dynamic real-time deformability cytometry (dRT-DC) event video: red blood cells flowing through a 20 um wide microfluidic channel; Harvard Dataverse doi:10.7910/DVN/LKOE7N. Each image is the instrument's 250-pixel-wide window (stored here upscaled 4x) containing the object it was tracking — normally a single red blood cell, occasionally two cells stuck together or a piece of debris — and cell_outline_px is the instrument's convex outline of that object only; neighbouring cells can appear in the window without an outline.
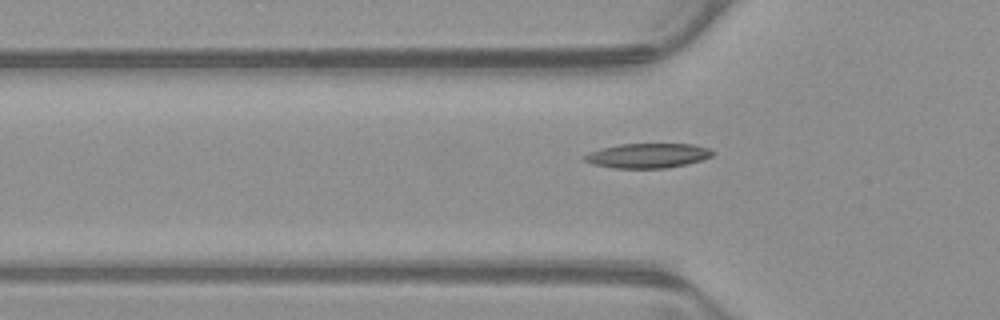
{"species": "common noctule bat (a hibernating species)", "species_latin": "Nyctalus noctula", "temperature_condition": "warm", "stored_images_in_passage": 45, "camera_frame_rate_fps": 3000, "um_per_image_px": 0.085, "animal": {"sex": "male", "body_mass_g": 23.1, "forearm_length_mm": 52.7}, "frame": {"image": 1, "passage_image": 16, "time_ms": 5.0, "image_size_px": [1000, 320], "cell_outline_px": [[716, 152], [712, 156], [700, 160], [684, 164], [664, 168], [612, 168], [592, 164], [584, 160], [580, 156], [588, 152], [620, 144], [692, 144], [708, 148]], "centroid_in_image_um": [55.01, 13.23], "position_along_channel_um": 70.8, "area_um2": 18.32}}
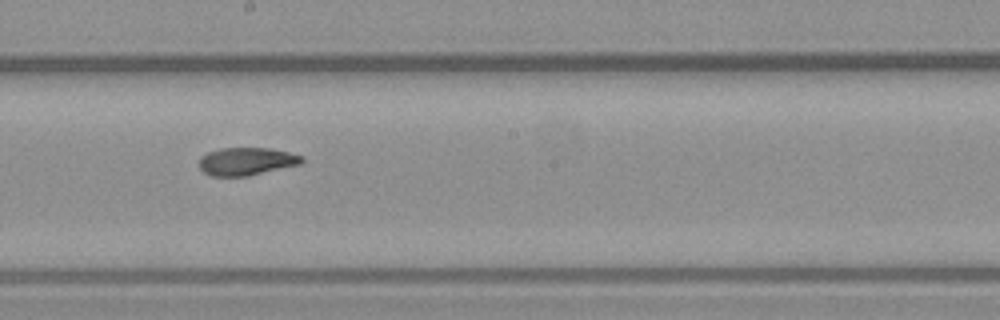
{"frame": {"image": 2, "passage_image": 28, "time_ms": 9.0, "image_size_px": [1000, 320], "cell_outline_px": [[304, 160], [300, 164], [248, 176], [212, 176], [204, 172], [200, 168], [200, 156], [208, 152], [220, 148], [268, 148], [288, 152], [304, 156]], "centroid_in_image_um": [20.95, 13.71], "position_along_channel_um": 227.2, "area_um2": 16.59}}
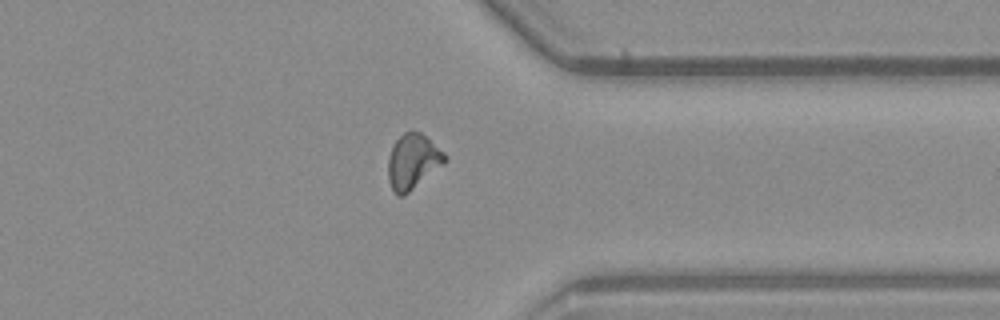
{"frame": {"image": 3, "passage_image": 40, "time_ms": 13.0, "image_size_px": [1000, 320], "cell_outline_px": [[448, 160], [444, 164], [404, 196], [396, 196], [388, 180], [388, 156], [396, 140], [404, 132], [420, 132], [444, 152], [448, 156]], "centroid_in_image_um": [35.09, 13.75], "position_along_channel_um": 376.3, "area_um2": 18.15}, "authors_computed_cell_mechanics": {"area_um2": 17.2822, "velocity_mm_per_s": 3.8776, "shape_relaxation_time_tau1_ms": 10.9234, "shape_relaxation_time_tau2_ms": 2.697, "deformation_change_tau1": 0.2939, "deformation_change_tau2": 0.0874}}